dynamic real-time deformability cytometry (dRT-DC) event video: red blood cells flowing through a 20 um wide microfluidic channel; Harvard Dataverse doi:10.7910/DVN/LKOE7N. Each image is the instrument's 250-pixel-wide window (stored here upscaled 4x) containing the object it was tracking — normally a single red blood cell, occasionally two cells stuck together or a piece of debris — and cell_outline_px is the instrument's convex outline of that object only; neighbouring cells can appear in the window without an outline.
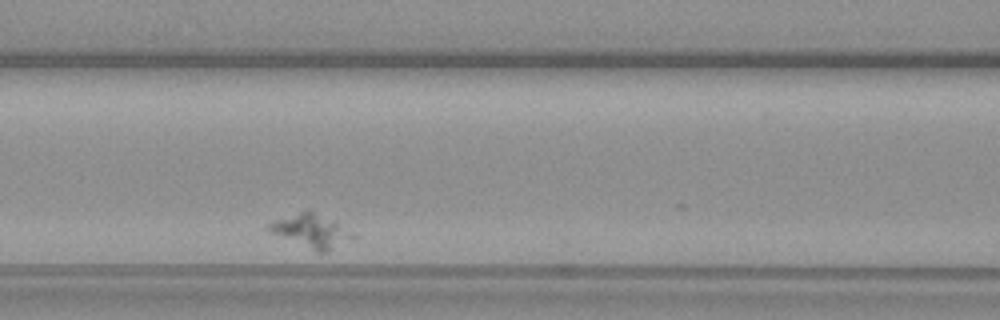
{"species": "common noctule bat (a hibernating species)", "species_latin": "Nyctalus noctula", "temperature_condition": "warm", "stored_images_in_passage": 3, "camera_frame_rate_fps": 3000, "um_per_image_px": 0.085, "animal": {"sex": "female", "body_mass_g": 19.3, "forearm_length_mm": 54.1}, "frame": {"image": 1, "passage_image": 3, "time_ms": 2.333, "image_size_px": [1000, 320], "cell_outline_px": [[356, 236], [328, 252], [316, 252], [268, 232], [268, 224], [276, 220], [308, 208], [312, 208], [352, 232]], "centroid_in_image_um": [26.44, 19.61], "position_along_channel_um": 140.2, "area_um2": 16.47}}